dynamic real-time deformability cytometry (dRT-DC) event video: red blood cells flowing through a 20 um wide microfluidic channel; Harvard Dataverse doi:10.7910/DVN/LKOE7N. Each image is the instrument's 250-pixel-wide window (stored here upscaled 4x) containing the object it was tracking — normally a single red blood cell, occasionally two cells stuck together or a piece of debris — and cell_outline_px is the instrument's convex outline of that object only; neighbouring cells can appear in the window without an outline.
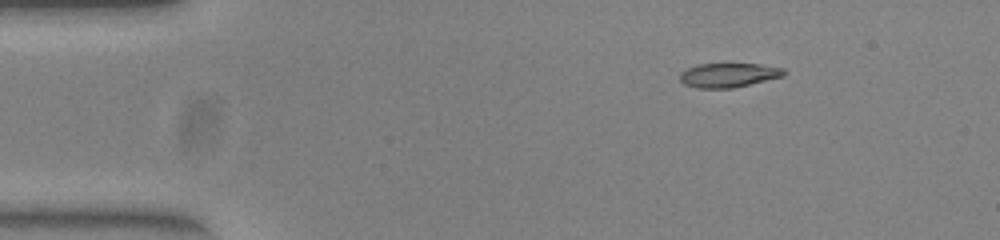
{"species": "common noctule bat (a hibernating species)", "species_latin": "Nyctalus noctula", "temperature_condition": "warm", "stored_images_in_passage": 45, "camera_frame_rate_fps": 3000, "um_per_image_px": 0.085, "animal": {"sex": "female", "body_mass_g": 23.0, "forearm_length_mm": 53.4}, "frame": {"image": 1, "passage_image": 1, "time_ms": 0.0, "image_size_px": [1000, 240], "cell_outline_px": [[788, 72], [784, 76], [732, 88], [696, 88], [684, 84], [680, 80], [680, 72], [696, 64], [760, 64], [784, 68]], "centroid_in_image_um": [61.94, 6.38], "position_along_channel_um": 23.1, "area_um2": 14.74}}
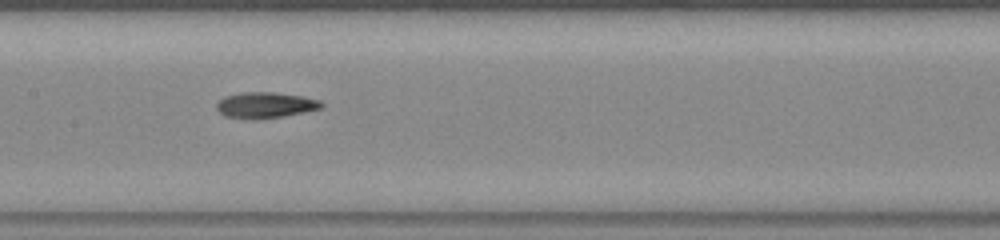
{"frame": {"image": 2, "passage_image": 19, "time_ms": 6.0, "image_size_px": [1000, 240], "cell_outline_px": [[324, 108], [284, 116], [256, 120], [224, 116], [216, 108], [216, 104], [224, 96], [240, 92], [272, 92], [300, 96], [320, 100], [324, 104]], "centroid_in_image_um": [22.55, 8.94], "position_along_channel_um": 184.8, "area_um2": 15.95}}
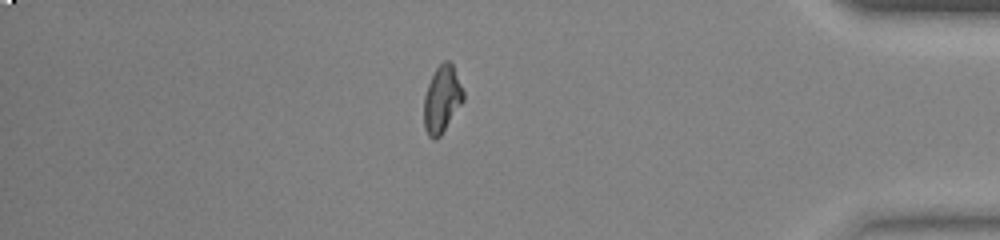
{"frame": {"image": 3, "passage_image": 38, "time_ms": 12.333, "image_size_px": [1000, 240], "cell_outline_px": [[464, 100], [440, 136], [436, 140], [432, 140], [428, 136], [424, 128], [424, 96], [428, 84], [436, 68], [444, 60], [448, 60], [452, 64], [464, 92]], "centroid_in_image_um": [37.55, 8.46], "position_along_channel_um": 397.6, "area_um2": 15.32}, "authors_computed_cell_mechanics": {"area_um2": 15.317, "velocity_mm_per_s": 3.948, "shape_relaxation_time_tau1_ms": 9.9494, "shape_relaxation_time_tau2_ms": 2.1206, "deformation_change_tau1": 0.2746, "deformation_change_tau2": 0.0761}}